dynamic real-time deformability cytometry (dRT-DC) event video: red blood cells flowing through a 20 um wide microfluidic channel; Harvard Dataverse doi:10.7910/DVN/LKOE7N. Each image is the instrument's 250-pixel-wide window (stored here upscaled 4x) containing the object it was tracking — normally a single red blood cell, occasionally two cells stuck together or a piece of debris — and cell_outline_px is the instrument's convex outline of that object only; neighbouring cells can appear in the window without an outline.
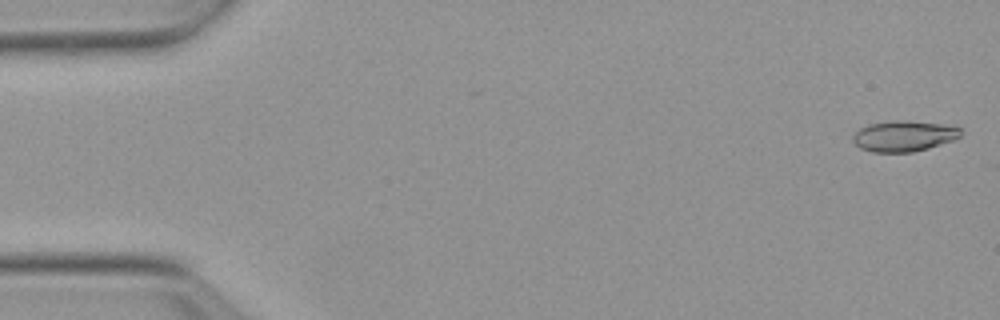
{"species": "Egyptian fruit bat (a non-hibernating species)", "species_latin": "Rousettus aegyptiacus", "temperature_condition": "warm", "stored_images_in_passage": 28, "camera_frame_rate_fps": 3000, "um_per_image_px": 0.085, "animal": {"sex": "female"}, "frame": {"image": 1, "passage_image": 1, "time_ms": 0.0, "image_size_px": [1000, 320], "cell_outline_px": [[960, 136], [956, 140], [928, 148], [912, 152], [872, 152], [860, 148], [852, 140], [852, 136], [860, 128], [868, 124], [892, 120], [908, 120], [956, 124], [960, 128]], "centroid_in_image_um": [76.89, 11.54], "position_along_channel_um": 8.1, "area_um2": 19.83}}
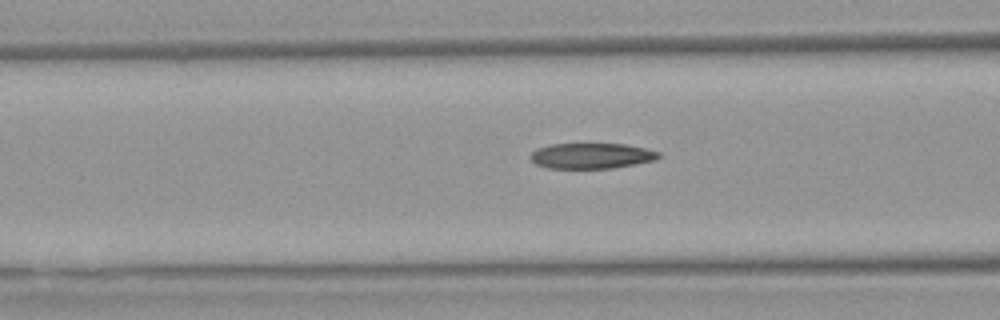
{"frame": {"image": 2, "passage_image": 20, "time_ms": 6.333, "image_size_px": [1000, 320], "cell_outline_px": [[660, 156], [656, 160], [612, 168], [548, 168], [536, 164], [532, 160], [532, 152], [536, 148], [552, 144], [624, 144], [644, 148], [660, 152]], "centroid_in_image_um": [50.29, 13.24], "position_along_channel_um": 116.3, "area_um2": 18.9}}
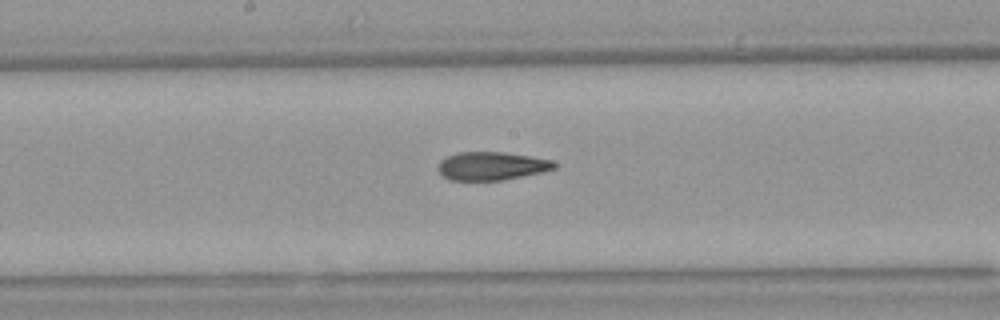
{"frame": {"image": 3, "passage_image": 27, "time_ms": 8.667, "image_size_px": [1000, 320], "cell_outline_px": [[556, 168], [540, 172], [500, 180], [448, 180], [436, 168], [448, 156], [456, 152], [504, 152], [552, 160], [556, 164]], "centroid_in_image_um": [41.77, 14.1], "position_along_channel_um": 206.4, "area_um2": 18.79}}